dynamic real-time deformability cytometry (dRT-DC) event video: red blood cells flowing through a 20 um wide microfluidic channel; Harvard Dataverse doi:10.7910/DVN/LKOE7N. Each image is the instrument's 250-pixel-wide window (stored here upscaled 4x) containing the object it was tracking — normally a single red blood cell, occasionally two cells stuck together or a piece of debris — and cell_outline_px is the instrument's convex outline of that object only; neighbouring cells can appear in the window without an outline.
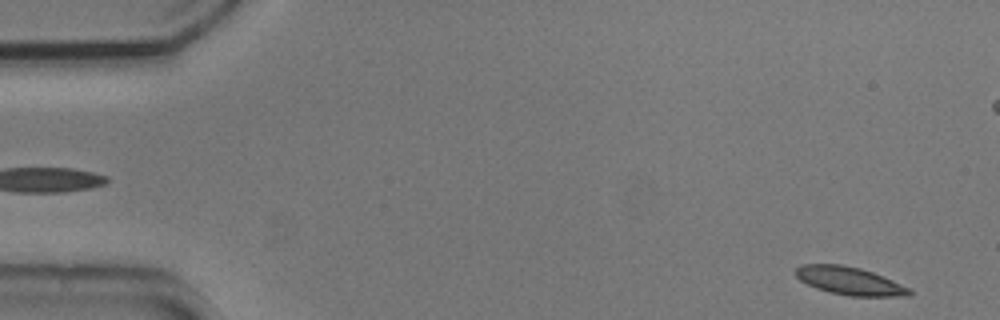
{"species": "common noctule bat (a hibernating species)", "species_latin": "Nyctalus noctula", "temperature_condition": "cold", "stored_images_in_passage": 54, "camera_frame_rate_fps": 3000, "um_per_image_px": 0.085, "animal": {"sex": "male", "body_mass_g": 20.5, "forearm_length_mm": 52.5}, "frame": {"image": 1, "passage_image": 2, "time_ms": 0.333, "image_size_px": [1000, 320], "cell_outline_px": [[912, 296], [848, 296], [828, 292], [816, 288], [800, 280], [796, 276], [796, 268], [800, 264], [840, 264], [860, 268], [872, 272], [912, 288]], "centroid_in_image_um": [72.24, 23.88], "position_along_channel_um": 12.8, "area_um2": 18.61}}
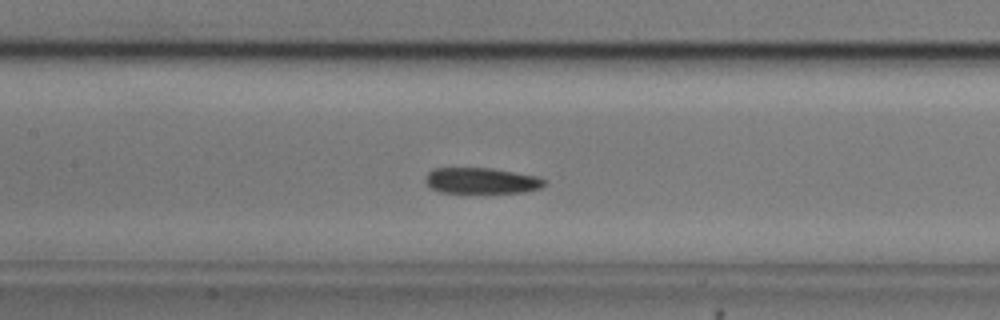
{"frame": {"image": 2, "passage_image": 24, "time_ms": 7.667, "image_size_px": [1000, 320], "cell_outline_px": [[548, 184], [540, 188], [524, 192], [440, 192], [432, 188], [424, 180], [428, 172], [436, 168], [488, 168], [536, 176], [544, 180]], "centroid_in_image_um": [40.92, 15.36], "position_along_channel_um": 166.5, "area_um2": 17.63}}
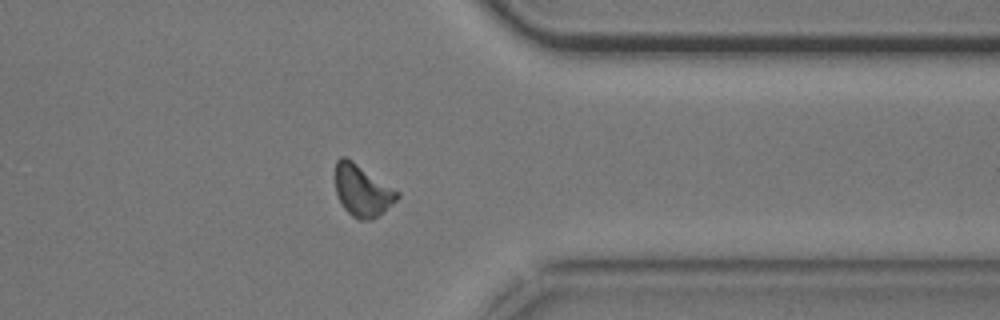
{"frame": {"image": 3, "passage_image": 42, "time_ms": 13.667, "image_size_px": [1000, 320], "cell_outline_px": [[400, 196], [384, 212], [372, 220], [360, 220], [352, 216], [344, 208], [336, 192], [336, 160], [340, 156], [344, 156], [352, 160], [400, 192]], "centroid_in_image_um": [30.81, 16.2], "position_along_channel_um": 380.6, "area_um2": 18.55}, "authors_computed_cell_mechanics": {"area_um2": 18.6116, "velocity_mm_per_s": 3.7049, "shape_relaxation_time_tau1_ms": null, "shape_relaxation_time_tau2_ms": 7.0943, "deformation_change_tau1": null, "deformation_change_tau2": 0.1326}}